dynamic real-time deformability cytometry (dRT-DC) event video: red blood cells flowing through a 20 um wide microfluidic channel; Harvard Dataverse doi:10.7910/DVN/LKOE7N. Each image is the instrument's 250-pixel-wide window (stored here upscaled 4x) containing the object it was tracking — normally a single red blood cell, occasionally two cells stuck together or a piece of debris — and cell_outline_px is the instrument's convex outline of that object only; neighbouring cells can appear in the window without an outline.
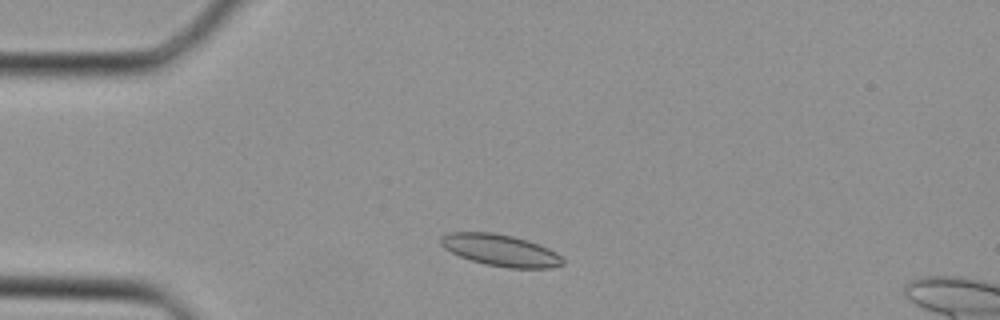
{"species": "Egyptian fruit bat (a non-hibernating species)", "species_latin": "Rousettus aegyptiacus", "temperature_condition": "cold", "stored_images_in_passage": 34, "camera_frame_rate_fps": 3000, "um_per_image_px": 0.085, "animal": {"sex": "female"}, "frame": {"image": 1, "passage_image": 4, "time_ms": 1.0, "image_size_px": [1000, 320], "cell_outline_px": [[564, 264], [552, 268], [508, 268], [484, 264], [460, 256], [444, 248], [440, 244], [440, 236], [448, 232], [492, 232], [512, 236], [528, 240], [548, 248], [556, 252], [564, 260]], "centroid_in_image_um": [42.54, 21.27], "position_along_channel_um": 42.5, "area_um2": 22.6}}
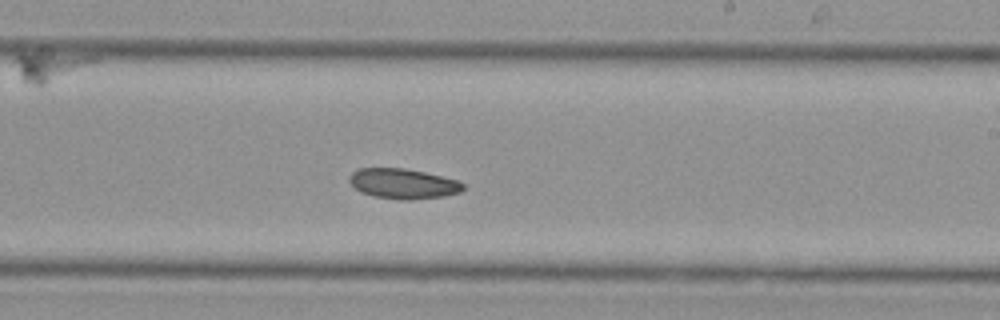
{"frame": {"image": 2, "passage_image": 18, "time_ms": 5.667, "image_size_px": [1000, 320], "cell_outline_px": [[464, 188], [460, 192], [444, 196], [408, 200], [400, 200], [372, 196], [360, 192], [348, 180], [348, 176], [352, 172], [360, 168], [404, 168], [424, 172], [460, 180], [464, 184]], "centroid_in_image_um": [34.26, 15.61], "position_along_channel_um": 254.7, "area_um2": 20.11}}
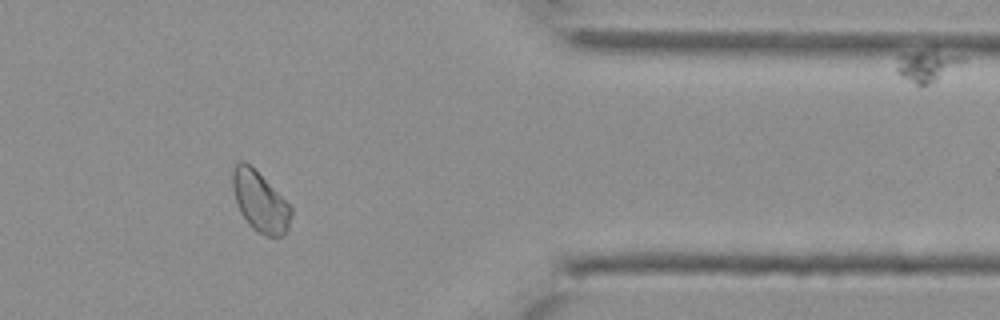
{"frame": {"image": 3, "passage_image": 27, "time_ms": 8.667, "image_size_px": [1000, 320], "cell_outline_px": [[292, 216], [288, 232], [284, 236], [268, 236], [256, 232], [248, 224], [240, 212], [232, 188], [232, 168], [240, 160], [244, 160], [292, 208]], "centroid_in_image_um": [22.09, 17.19], "position_along_channel_um": 389.3, "area_um2": 20.23}}